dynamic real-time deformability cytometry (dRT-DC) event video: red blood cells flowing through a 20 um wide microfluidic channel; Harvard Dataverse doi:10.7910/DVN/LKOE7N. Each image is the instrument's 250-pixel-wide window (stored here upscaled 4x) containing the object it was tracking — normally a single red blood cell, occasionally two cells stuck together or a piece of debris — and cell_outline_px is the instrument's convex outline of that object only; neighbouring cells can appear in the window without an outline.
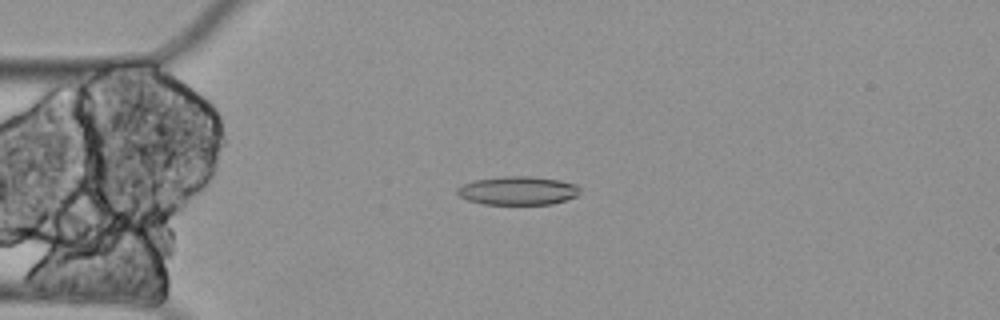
{"species": "Egyptian fruit bat (a non-hibernating species)", "species_latin": "Rousettus aegyptiacus", "temperature_condition": "cold", "stored_images_in_passage": 60, "camera_frame_rate_fps": 3000, "um_per_image_px": 0.085, "animal": {"sex": "female"}, "frame": {"image": 1, "passage_image": 15, "time_ms": 4.667, "image_size_px": [1000, 320], "cell_outline_px": [[580, 192], [576, 196], [552, 204], [484, 204], [468, 200], [460, 196], [456, 192], [456, 188], [464, 184], [476, 180], [500, 176], [532, 176], [560, 180], [576, 184], [580, 188]], "centroid_in_image_um": [44.03, 16.19], "position_along_channel_um": 41.0, "area_um2": 20.4}}
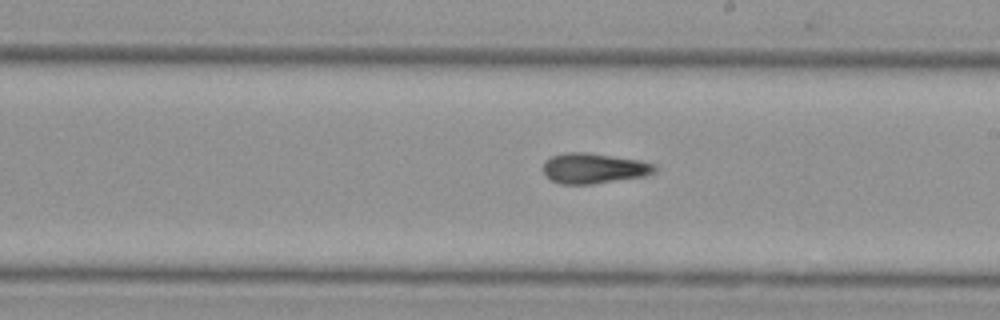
{"frame": {"image": 2, "passage_image": 34, "time_ms": 11.0, "image_size_px": [1000, 320], "cell_outline_px": [[660, 168], [656, 172], [644, 176], [592, 184], [560, 184], [544, 176], [544, 160], [552, 156], [564, 152], [588, 152], [640, 160], [656, 164]], "centroid_in_image_um": [50.5, 14.3], "position_along_channel_um": 238.5, "area_um2": 20.0}}
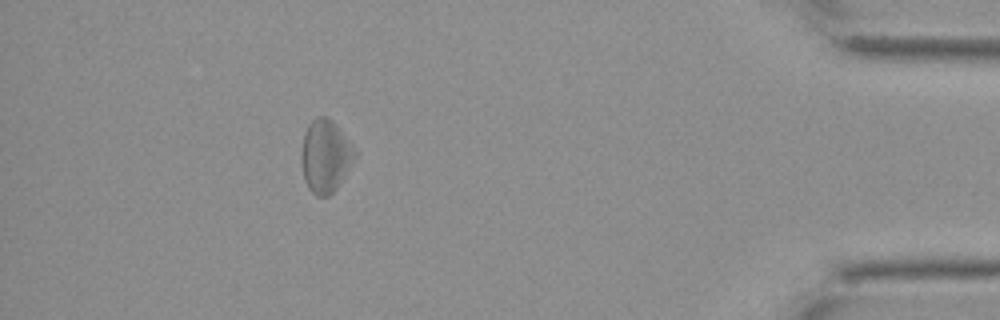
{"frame": {"image": 3, "passage_image": 54, "time_ms": 17.667, "image_size_px": [1000, 320], "cell_outline_px": [[356, 156], [336, 188], [328, 196], [316, 196], [308, 188], [304, 180], [300, 160], [300, 152], [304, 132], [308, 124], [316, 116], [328, 116], [336, 124], [356, 152]], "centroid_in_image_um": [27.6, 13.25], "position_along_channel_um": 407.6, "area_um2": 22.6}}